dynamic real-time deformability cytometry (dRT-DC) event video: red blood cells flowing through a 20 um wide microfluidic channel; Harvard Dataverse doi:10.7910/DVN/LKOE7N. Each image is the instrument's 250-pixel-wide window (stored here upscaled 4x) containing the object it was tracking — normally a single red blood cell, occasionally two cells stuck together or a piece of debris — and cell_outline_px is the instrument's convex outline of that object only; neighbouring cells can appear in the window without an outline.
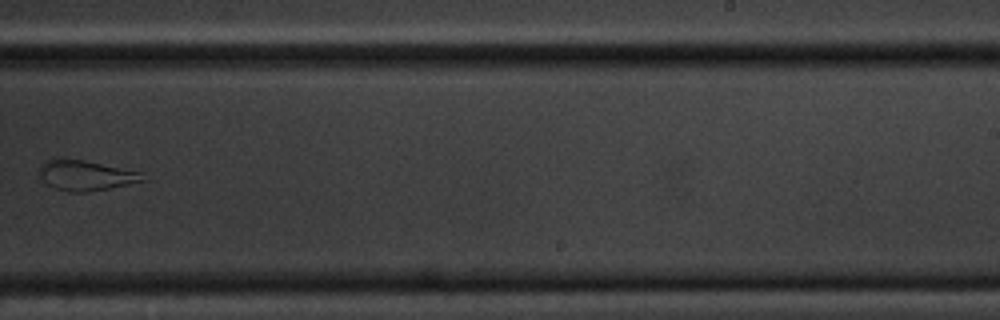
{"species": "common noctule bat (a hibernating species)", "species_latin": "Nyctalus noctula", "temperature_condition": "cold", "stored_images_in_passage": 12, "camera_frame_rate_fps": 3000, "um_per_image_px": 0.085, "animal": {"sex": "male", "body_mass_g": 20.1, "forearm_length_mm": 53.5}, "frame": {"image": 1, "passage_image": 9, "time_ms": 10.667, "image_size_px": [1000, 320], "cell_outline_px": [[148, 180], [108, 188], [84, 192], [68, 192], [56, 188], [48, 184], [44, 180], [40, 172], [40, 168], [44, 160], [52, 156], [84, 160], [140, 172]], "centroid_in_image_um": [7.26, 14.88], "position_along_channel_um": 281.7, "area_um2": 18.15}}
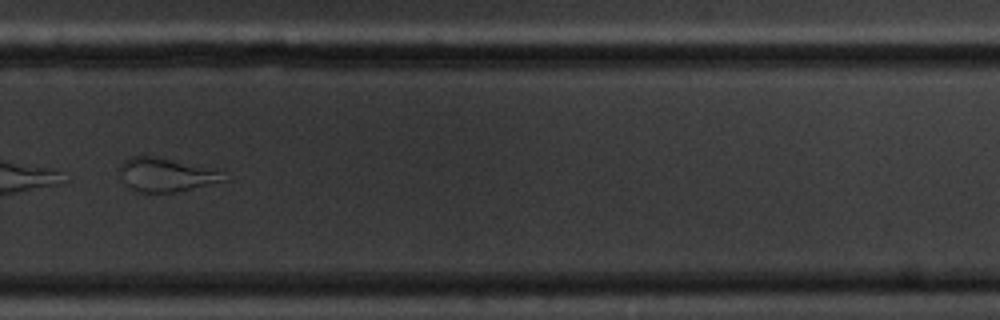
{"frame": {"image": 2, "passage_image": 10, "time_ms": 11.667, "image_size_px": [1000, 320], "cell_outline_px": [[228, 180], [176, 192], [140, 192], [132, 188], [128, 184], [120, 168], [120, 164], [128, 156], [160, 156], [224, 168]], "centroid_in_image_um": [14.31, 14.8], "position_along_channel_um": 315.5, "area_um2": 21.1}}